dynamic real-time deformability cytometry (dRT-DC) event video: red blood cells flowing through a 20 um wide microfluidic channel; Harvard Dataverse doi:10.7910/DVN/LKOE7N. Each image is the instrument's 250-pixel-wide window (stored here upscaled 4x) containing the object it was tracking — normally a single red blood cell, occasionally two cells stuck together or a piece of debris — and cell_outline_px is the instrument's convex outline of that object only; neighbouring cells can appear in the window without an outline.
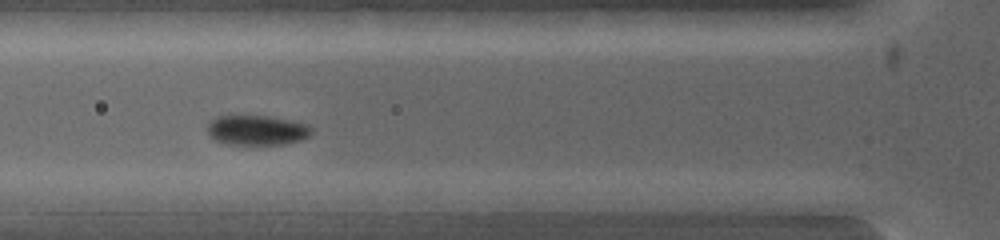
{"species": "common noctule bat (a hibernating species)", "species_latin": "Nyctalus noctula", "temperature_condition": "warm", "stored_images_in_passage": 4, "camera_frame_rate_fps": 5000, "um_per_image_px": 0.085, "animal": {"sex": "female", "body_mass_g": 19.0, "forearm_length_mm": 53.3}, "frame": {"image": 1, "passage_image": 4, "time_ms": 1.6, "image_size_px": [1000, 240], "cell_outline_px": [[584, 200], [576, 212], [496, 212], [496, 200], [520, 192], [560, 192]], "centroid_in_image_um": [45.79, 17.23], "position_along_channel_um": 80.0, "area_um2": 10.98}}